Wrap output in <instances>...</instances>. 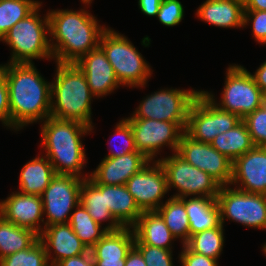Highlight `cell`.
Listing matches in <instances>:
<instances>
[{
    "mask_svg": "<svg viewBox=\"0 0 266 266\" xmlns=\"http://www.w3.org/2000/svg\"><path fill=\"white\" fill-rule=\"evenodd\" d=\"M9 90L11 129L15 132L50 116L51 82L36 69L34 63L3 65Z\"/></svg>",
    "mask_w": 266,
    "mask_h": 266,
    "instance_id": "obj_1",
    "label": "cell"
},
{
    "mask_svg": "<svg viewBox=\"0 0 266 266\" xmlns=\"http://www.w3.org/2000/svg\"><path fill=\"white\" fill-rule=\"evenodd\" d=\"M50 45L53 60L61 64H75L85 54L99 46L107 29L100 25L89 10H50ZM56 40V41H55Z\"/></svg>",
    "mask_w": 266,
    "mask_h": 266,
    "instance_id": "obj_2",
    "label": "cell"
},
{
    "mask_svg": "<svg viewBox=\"0 0 266 266\" xmlns=\"http://www.w3.org/2000/svg\"><path fill=\"white\" fill-rule=\"evenodd\" d=\"M40 131V147L46 151L45 156L57 175H73L83 179L89 177L82 173L87 157L81 139L93 132L91 127L49 116L43 121Z\"/></svg>",
    "mask_w": 266,
    "mask_h": 266,
    "instance_id": "obj_3",
    "label": "cell"
},
{
    "mask_svg": "<svg viewBox=\"0 0 266 266\" xmlns=\"http://www.w3.org/2000/svg\"><path fill=\"white\" fill-rule=\"evenodd\" d=\"M51 82L50 116L76 121L94 129L92 123V95L85 74L76 64L56 63Z\"/></svg>",
    "mask_w": 266,
    "mask_h": 266,
    "instance_id": "obj_4",
    "label": "cell"
},
{
    "mask_svg": "<svg viewBox=\"0 0 266 266\" xmlns=\"http://www.w3.org/2000/svg\"><path fill=\"white\" fill-rule=\"evenodd\" d=\"M41 6L42 2L0 40L12 48L10 62L7 63H34L33 59L53 60L51 41L48 40L49 16L48 13L40 16Z\"/></svg>",
    "mask_w": 266,
    "mask_h": 266,
    "instance_id": "obj_5",
    "label": "cell"
},
{
    "mask_svg": "<svg viewBox=\"0 0 266 266\" xmlns=\"http://www.w3.org/2000/svg\"><path fill=\"white\" fill-rule=\"evenodd\" d=\"M99 46L112 65L120 85L129 88L146 86L152 69L126 36L108 27L100 37Z\"/></svg>",
    "mask_w": 266,
    "mask_h": 266,
    "instance_id": "obj_6",
    "label": "cell"
},
{
    "mask_svg": "<svg viewBox=\"0 0 266 266\" xmlns=\"http://www.w3.org/2000/svg\"><path fill=\"white\" fill-rule=\"evenodd\" d=\"M221 99L202 90L220 109L237 114L241 119L263 105V93L251 73L241 65H229Z\"/></svg>",
    "mask_w": 266,
    "mask_h": 266,
    "instance_id": "obj_7",
    "label": "cell"
},
{
    "mask_svg": "<svg viewBox=\"0 0 266 266\" xmlns=\"http://www.w3.org/2000/svg\"><path fill=\"white\" fill-rule=\"evenodd\" d=\"M167 178L168 191L174 188L177 193L171 197L217 198L221 185L208 173L192 166L177 153L159 158Z\"/></svg>",
    "mask_w": 266,
    "mask_h": 266,
    "instance_id": "obj_8",
    "label": "cell"
},
{
    "mask_svg": "<svg viewBox=\"0 0 266 266\" xmlns=\"http://www.w3.org/2000/svg\"><path fill=\"white\" fill-rule=\"evenodd\" d=\"M124 119L131 125L137 152L142 153L150 161H155V157L165 146L176 153L187 126V122L143 118Z\"/></svg>",
    "mask_w": 266,
    "mask_h": 266,
    "instance_id": "obj_9",
    "label": "cell"
},
{
    "mask_svg": "<svg viewBox=\"0 0 266 266\" xmlns=\"http://www.w3.org/2000/svg\"><path fill=\"white\" fill-rule=\"evenodd\" d=\"M241 120L237 114L220 109L201 90L190 107L185 132L194 140L210 144Z\"/></svg>",
    "mask_w": 266,
    "mask_h": 266,
    "instance_id": "obj_10",
    "label": "cell"
},
{
    "mask_svg": "<svg viewBox=\"0 0 266 266\" xmlns=\"http://www.w3.org/2000/svg\"><path fill=\"white\" fill-rule=\"evenodd\" d=\"M200 90L160 89L146 96L127 118L156 119L167 122H188L190 107Z\"/></svg>",
    "mask_w": 266,
    "mask_h": 266,
    "instance_id": "obj_11",
    "label": "cell"
},
{
    "mask_svg": "<svg viewBox=\"0 0 266 266\" xmlns=\"http://www.w3.org/2000/svg\"><path fill=\"white\" fill-rule=\"evenodd\" d=\"M221 186L217 196L221 224L232 220L254 229L266 230V195Z\"/></svg>",
    "mask_w": 266,
    "mask_h": 266,
    "instance_id": "obj_12",
    "label": "cell"
},
{
    "mask_svg": "<svg viewBox=\"0 0 266 266\" xmlns=\"http://www.w3.org/2000/svg\"><path fill=\"white\" fill-rule=\"evenodd\" d=\"M83 178L73 175H55L41 195L44 228L69 222L72 210L80 203V188Z\"/></svg>",
    "mask_w": 266,
    "mask_h": 266,
    "instance_id": "obj_13",
    "label": "cell"
},
{
    "mask_svg": "<svg viewBox=\"0 0 266 266\" xmlns=\"http://www.w3.org/2000/svg\"><path fill=\"white\" fill-rule=\"evenodd\" d=\"M176 153L192 166L208 173L221 186L231 184L233 162L211 144L194 140L184 132Z\"/></svg>",
    "mask_w": 266,
    "mask_h": 266,
    "instance_id": "obj_14",
    "label": "cell"
},
{
    "mask_svg": "<svg viewBox=\"0 0 266 266\" xmlns=\"http://www.w3.org/2000/svg\"><path fill=\"white\" fill-rule=\"evenodd\" d=\"M125 185L142 212L156 211L169 192L166 173L158 160L149 161Z\"/></svg>",
    "mask_w": 266,
    "mask_h": 266,
    "instance_id": "obj_15",
    "label": "cell"
},
{
    "mask_svg": "<svg viewBox=\"0 0 266 266\" xmlns=\"http://www.w3.org/2000/svg\"><path fill=\"white\" fill-rule=\"evenodd\" d=\"M230 185L243 192L266 195V147L254 146L236 158Z\"/></svg>",
    "mask_w": 266,
    "mask_h": 266,
    "instance_id": "obj_16",
    "label": "cell"
},
{
    "mask_svg": "<svg viewBox=\"0 0 266 266\" xmlns=\"http://www.w3.org/2000/svg\"><path fill=\"white\" fill-rule=\"evenodd\" d=\"M0 215L16 226L31 229L38 235L44 229L41 226L44 224L43 204L39 195L23 194L19 191L11 193L0 201Z\"/></svg>",
    "mask_w": 266,
    "mask_h": 266,
    "instance_id": "obj_17",
    "label": "cell"
},
{
    "mask_svg": "<svg viewBox=\"0 0 266 266\" xmlns=\"http://www.w3.org/2000/svg\"><path fill=\"white\" fill-rule=\"evenodd\" d=\"M75 64L85 74L92 95L98 99L111 94L121 86L100 46L85 54Z\"/></svg>",
    "mask_w": 266,
    "mask_h": 266,
    "instance_id": "obj_18",
    "label": "cell"
},
{
    "mask_svg": "<svg viewBox=\"0 0 266 266\" xmlns=\"http://www.w3.org/2000/svg\"><path fill=\"white\" fill-rule=\"evenodd\" d=\"M149 161L140 152H131L119 157H104L98 167L89 174L88 179L93 184L124 185Z\"/></svg>",
    "mask_w": 266,
    "mask_h": 266,
    "instance_id": "obj_19",
    "label": "cell"
},
{
    "mask_svg": "<svg viewBox=\"0 0 266 266\" xmlns=\"http://www.w3.org/2000/svg\"><path fill=\"white\" fill-rule=\"evenodd\" d=\"M39 239L46 249L50 266L89 251L68 223L46 226L39 235Z\"/></svg>",
    "mask_w": 266,
    "mask_h": 266,
    "instance_id": "obj_20",
    "label": "cell"
},
{
    "mask_svg": "<svg viewBox=\"0 0 266 266\" xmlns=\"http://www.w3.org/2000/svg\"><path fill=\"white\" fill-rule=\"evenodd\" d=\"M134 244L135 233L132 227L108 231L90 249L95 266H125L126 257Z\"/></svg>",
    "mask_w": 266,
    "mask_h": 266,
    "instance_id": "obj_21",
    "label": "cell"
},
{
    "mask_svg": "<svg viewBox=\"0 0 266 266\" xmlns=\"http://www.w3.org/2000/svg\"><path fill=\"white\" fill-rule=\"evenodd\" d=\"M196 16L221 28L244 27V5L240 0H206L197 8Z\"/></svg>",
    "mask_w": 266,
    "mask_h": 266,
    "instance_id": "obj_22",
    "label": "cell"
},
{
    "mask_svg": "<svg viewBox=\"0 0 266 266\" xmlns=\"http://www.w3.org/2000/svg\"><path fill=\"white\" fill-rule=\"evenodd\" d=\"M132 228L135 233V244H146L172 250L171 243L176 238L157 211H143Z\"/></svg>",
    "mask_w": 266,
    "mask_h": 266,
    "instance_id": "obj_23",
    "label": "cell"
},
{
    "mask_svg": "<svg viewBox=\"0 0 266 266\" xmlns=\"http://www.w3.org/2000/svg\"><path fill=\"white\" fill-rule=\"evenodd\" d=\"M80 203L99 225L108 221L103 226L107 231H118L122 228L106 207L105 185L93 184L88 178L84 179L80 188Z\"/></svg>",
    "mask_w": 266,
    "mask_h": 266,
    "instance_id": "obj_24",
    "label": "cell"
},
{
    "mask_svg": "<svg viewBox=\"0 0 266 266\" xmlns=\"http://www.w3.org/2000/svg\"><path fill=\"white\" fill-rule=\"evenodd\" d=\"M55 175L48 158L39 155L22 167L19 175V192L41 196Z\"/></svg>",
    "mask_w": 266,
    "mask_h": 266,
    "instance_id": "obj_25",
    "label": "cell"
},
{
    "mask_svg": "<svg viewBox=\"0 0 266 266\" xmlns=\"http://www.w3.org/2000/svg\"><path fill=\"white\" fill-rule=\"evenodd\" d=\"M185 210L188 215L190 236L221 224L217 198L185 197Z\"/></svg>",
    "mask_w": 266,
    "mask_h": 266,
    "instance_id": "obj_26",
    "label": "cell"
},
{
    "mask_svg": "<svg viewBox=\"0 0 266 266\" xmlns=\"http://www.w3.org/2000/svg\"><path fill=\"white\" fill-rule=\"evenodd\" d=\"M106 207L122 227H133L142 211L136 205L126 185H105Z\"/></svg>",
    "mask_w": 266,
    "mask_h": 266,
    "instance_id": "obj_27",
    "label": "cell"
},
{
    "mask_svg": "<svg viewBox=\"0 0 266 266\" xmlns=\"http://www.w3.org/2000/svg\"><path fill=\"white\" fill-rule=\"evenodd\" d=\"M210 144L232 162L255 146L243 120L232 129L218 134Z\"/></svg>",
    "mask_w": 266,
    "mask_h": 266,
    "instance_id": "obj_28",
    "label": "cell"
},
{
    "mask_svg": "<svg viewBox=\"0 0 266 266\" xmlns=\"http://www.w3.org/2000/svg\"><path fill=\"white\" fill-rule=\"evenodd\" d=\"M38 238L33 230L16 226L0 215V260L29 248Z\"/></svg>",
    "mask_w": 266,
    "mask_h": 266,
    "instance_id": "obj_29",
    "label": "cell"
},
{
    "mask_svg": "<svg viewBox=\"0 0 266 266\" xmlns=\"http://www.w3.org/2000/svg\"><path fill=\"white\" fill-rule=\"evenodd\" d=\"M156 211L163 218L173 236L176 239L180 238L182 245H185L190 239L185 197L176 198L170 196Z\"/></svg>",
    "mask_w": 266,
    "mask_h": 266,
    "instance_id": "obj_30",
    "label": "cell"
},
{
    "mask_svg": "<svg viewBox=\"0 0 266 266\" xmlns=\"http://www.w3.org/2000/svg\"><path fill=\"white\" fill-rule=\"evenodd\" d=\"M68 224L89 250L108 232L93 220L81 203L71 213Z\"/></svg>",
    "mask_w": 266,
    "mask_h": 266,
    "instance_id": "obj_31",
    "label": "cell"
},
{
    "mask_svg": "<svg viewBox=\"0 0 266 266\" xmlns=\"http://www.w3.org/2000/svg\"><path fill=\"white\" fill-rule=\"evenodd\" d=\"M224 237V226L220 224L218 227L191 235L185 245L195 253L218 260L223 251Z\"/></svg>",
    "mask_w": 266,
    "mask_h": 266,
    "instance_id": "obj_32",
    "label": "cell"
},
{
    "mask_svg": "<svg viewBox=\"0 0 266 266\" xmlns=\"http://www.w3.org/2000/svg\"><path fill=\"white\" fill-rule=\"evenodd\" d=\"M40 3L38 0H0V40Z\"/></svg>",
    "mask_w": 266,
    "mask_h": 266,
    "instance_id": "obj_33",
    "label": "cell"
},
{
    "mask_svg": "<svg viewBox=\"0 0 266 266\" xmlns=\"http://www.w3.org/2000/svg\"><path fill=\"white\" fill-rule=\"evenodd\" d=\"M0 266H50L46 249L38 238L29 248L0 260Z\"/></svg>",
    "mask_w": 266,
    "mask_h": 266,
    "instance_id": "obj_34",
    "label": "cell"
},
{
    "mask_svg": "<svg viewBox=\"0 0 266 266\" xmlns=\"http://www.w3.org/2000/svg\"><path fill=\"white\" fill-rule=\"evenodd\" d=\"M255 146L266 147V107L262 105L242 119Z\"/></svg>",
    "mask_w": 266,
    "mask_h": 266,
    "instance_id": "obj_35",
    "label": "cell"
},
{
    "mask_svg": "<svg viewBox=\"0 0 266 266\" xmlns=\"http://www.w3.org/2000/svg\"><path fill=\"white\" fill-rule=\"evenodd\" d=\"M134 247L141 253L147 266H174L172 250L146 244H134Z\"/></svg>",
    "mask_w": 266,
    "mask_h": 266,
    "instance_id": "obj_36",
    "label": "cell"
},
{
    "mask_svg": "<svg viewBox=\"0 0 266 266\" xmlns=\"http://www.w3.org/2000/svg\"><path fill=\"white\" fill-rule=\"evenodd\" d=\"M156 17L162 25L173 27L184 18V7L179 0H162Z\"/></svg>",
    "mask_w": 266,
    "mask_h": 266,
    "instance_id": "obj_37",
    "label": "cell"
},
{
    "mask_svg": "<svg viewBox=\"0 0 266 266\" xmlns=\"http://www.w3.org/2000/svg\"><path fill=\"white\" fill-rule=\"evenodd\" d=\"M115 135L120 139L122 138L121 141L123 140L122 144H124L123 148L115 151L111 149L109 150L110 153L105 157H119L131 152H137L131 125L124 118L115 125L114 136Z\"/></svg>",
    "mask_w": 266,
    "mask_h": 266,
    "instance_id": "obj_38",
    "label": "cell"
},
{
    "mask_svg": "<svg viewBox=\"0 0 266 266\" xmlns=\"http://www.w3.org/2000/svg\"><path fill=\"white\" fill-rule=\"evenodd\" d=\"M252 23V34L260 44L266 38V11H244L243 25Z\"/></svg>",
    "mask_w": 266,
    "mask_h": 266,
    "instance_id": "obj_39",
    "label": "cell"
},
{
    "mask_svg": "<svg viewBox=\"0 0 266 266\" xmlns=\"http://www.w3.org/2000/svg\"><path fill=\"white\" fill-rule=\"evenodd\" d=\"M0 121L5 127L11 128L9 90L3 65H0Z\"/></svg>",
    "mask_w": 266,
    "mask_h": 266,
    "instance_id": "obj_40",
    "label": "cell"
},
{
    "mask_svg": "<svg viewBox=\"0 0 266 266\" xmlns=\"http://www.w3.org/2000/svg\"><path fill=\"white\" fill-rule=\"evenodd\" d=\"M179 262L182 266H218V260L206 257L191 251L186 245H182Z\"/></svg>",
    "mask_w": 266,
    "mask_h": 266,
    "instance_id": "obj_41",
    "label": "cell"
},
{
    "mask_svg": "<svg viewBox=\"0 0 266 266\" xmlns=\"http://www.w3.org/2000/svg\"><path fill=\"white\" fill-rule=\"evenodd\" d=\"M55 266H95V264L91 251L89 250L87 253L64 259Z\"/></svg>",
    "mask_w": 266,
    "mask_h": 266,
    "instance_id": "obj_42",
    "label": "cell"
},
{
    "mask_svg": "<svg viewBox=\"0 0 266 266\" xmlns=\"http://www.w3.org/2000/svg\"><path fill=\"white\" fill-rule=\"evenodd\" d=\"M162 0H138L139 9L149 17H156Z\"/></svg>",
    "mask_w": 266,
    "mask_h": 266,
    "instance_id": "obj_43",
    "label": "cell"
},
{
    "mask_svg": "<svg viewBox=\"0 0 266 266\" xmlns=\"http://www.w3.org/2000/svg\"><path fill=\"white\" fill-rule=\"evenodd\" d=\"M254 74H251L263 94L266 93V61L259 65Z\"/></svg>",
    "mask_w": 266,
    "mask_h": 266,
    "instance_id": "obj_44",
    "label": "cell"
},
{
    "mask_svg": "<svg viewBox=\"0 0 266 266\" xmlns=\"http://www.w3.org/2000/svg\"><path fill=\"white\" fill-rule=\"evenodd\" d=\"M125 266H147V265L141 253L135 247H133L126 257Z\"/></svg>",
    "mask_w": 266,
    "mask_h": 266,
    "instance_id": "obj_45",
    "label": "cell"
},
{
    "mask_svg": "<svg viewBox=\"0 0 266 266\" xmlns=\"http://www.w3.org/2000/svg\"><path fill=\"white\" fill-rule=\"evenodd\" d=\"M244 11H266V0H244Z\"/></svg>",
    "mask_w": 266,
    "mask_h": 266,
    "instance_id": "obj_46",
    "label": "cell"
},
{
    "mask_svg": "<svg viewBox=\"0 0 266 266\" xmlns=\"http://www.w3.org/2000/svg\"><path fill=\"white\" fill-rule=\"evenodd\" d=\"M93 0H81V2L86 6L90 5Z\"/></svg>",
    "mask_w": 266,
    "mask_h": 266,
    "instance_id": "obj_47",
    "label": "cell"
},
{
    "mask_svg": "<svg viewBox=\"0 0 266 266\" xmlns=\"http://www.w3.org/2000/svg\"><path fill=\"white\" fill-rule=\"evenodd\" d=\"M263 105L266 107V93L263 94Z\"/></svg>",
    "mask_w": 266,
    "mask_h": 266,
    "instance_id": "obj_48",
    "label": "cell"
},
{
    "mask_svg": "<svg viewBox=\"0 0 266 266\" xmlns=\"http://www.w3.org/2000/svg\"><path fill=\"white\" fill-rule=\"evenodd\" d=\"M262 248H263V253H264V255L266 256V242H265V244L262 246Z\"/></svg>",
    "mask_w": 266,
    "mask_h": 266,
    "instance_id": "obj_49",
    "label": "cell"
},
{
    "mask_svg": "<svg viewBox=\"0 0 266 266\" xmlns=\"http://www.w3.org/2000/svg\"><path fill=\"white\" fill-rule=\"evenodd\" d=\"M262 45L264 44H266V38L263 40V42L261 43Z\"/></svg>",
    "mask_w": 266,
    "mask_h": 266,
    "instance_id": "obj_50",
    "label": "cell"
}]
</instances>
